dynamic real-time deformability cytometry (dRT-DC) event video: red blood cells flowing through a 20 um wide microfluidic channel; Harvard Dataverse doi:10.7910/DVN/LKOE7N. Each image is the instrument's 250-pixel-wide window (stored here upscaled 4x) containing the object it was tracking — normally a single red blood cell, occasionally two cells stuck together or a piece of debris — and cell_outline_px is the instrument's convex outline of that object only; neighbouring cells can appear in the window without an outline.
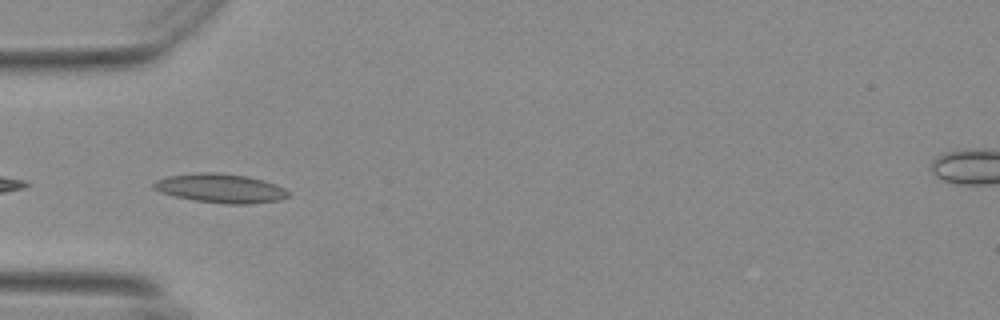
{"species": "Egyptian fruit bat (a non-hibernating species)", "species_latin": "Rousettus aegyptiacus", "temperature_condition": "warm", "stored_images_in_passage": 5, "camera_frame_rate_fps": 3000, "um_per_image_px": 0.085, "animal": {"sex": "female"}, "frame": {"image": 1, "passage_image": 2, "time_ms": 0.333, "image_size_px": [1000, 320], "cell_outline_px": [[288, 196], [280, 200], [248, 204], [224, 204], [192, 200], [160, 192], [152, 188], [152, 184], [156, 180], [168, 176], [200, 172], [216, 172], [248, 176], [264, 180], [276, 184], [284, 188], [288, 192]], "centroid_in_image_um": [18.74, 16.0], "position_along_channel_um": 66.3, "area_um2": 22.89}}